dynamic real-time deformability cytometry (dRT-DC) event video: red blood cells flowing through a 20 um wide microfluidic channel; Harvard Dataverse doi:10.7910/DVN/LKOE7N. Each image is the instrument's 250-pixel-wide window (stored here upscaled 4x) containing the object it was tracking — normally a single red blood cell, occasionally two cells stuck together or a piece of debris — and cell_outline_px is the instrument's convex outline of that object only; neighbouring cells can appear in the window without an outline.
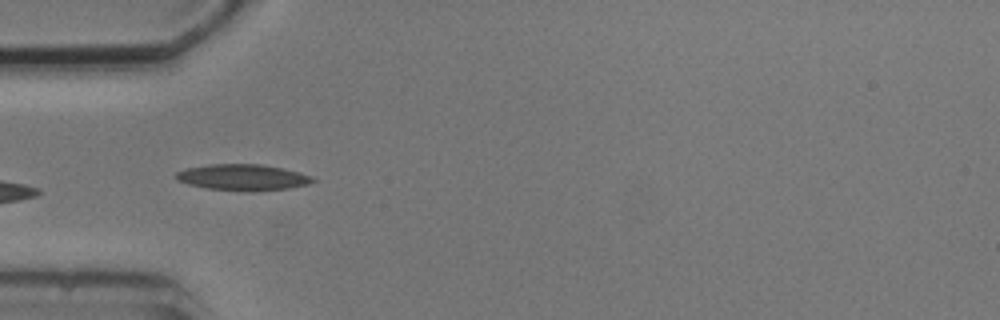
{"species": "common noctule bat (a hibernating species)", "species_latin": "Nyctalus noctula", "temperature_condition": "cold", "stored_images_in_passage": 10, "camera_frame_rate_fps": 3000, "um_per_image_px": 0.085, "animal": {"sex": "male", "body_mass_g": 20.5, "forearm_length_mm": 52.5}, "frame": {"image": 1, "passage_image": 4, "time_ms": 3.667, "image_size_px": [1000, 320], "cell_outline_px": [[316, 180], [308, 184], [288, 188], [252, 192], [244, 192], [204, 188], [188, 184], [176, 180], [172, 176], [176, 172], [188, 168], [212, 164], [260, 164], [300, 172], [312, 176]], "centroid_in_image_um": [20.6, 15.09], "position_along_channel_um": 64.4, "area_um2": 21.04}}
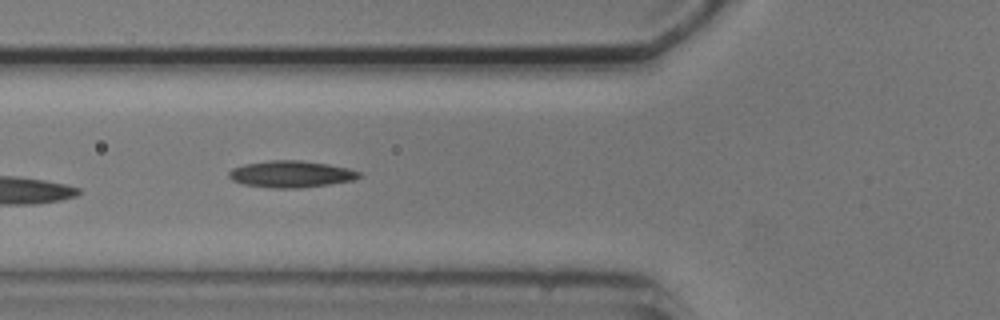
{"frame": {"image": 2, "passage_image": 5, "time_ms": 4.667, "image_size_px": [1000, 320], "cell_outline_px": [[364, 176], [352, 180], [332, 184], [300, 188], [272, 188], [240, 184], [232, 180], [228, 176], [228, 172], [232, 168], [244, 164], [268, 160], [300, 160], [328, 164], [348, 168], [360, 172]], "centroid_in_image_um": [24.73, 14.8], "position_along_channel_um": 101.1, "area_um2": 20.52}}
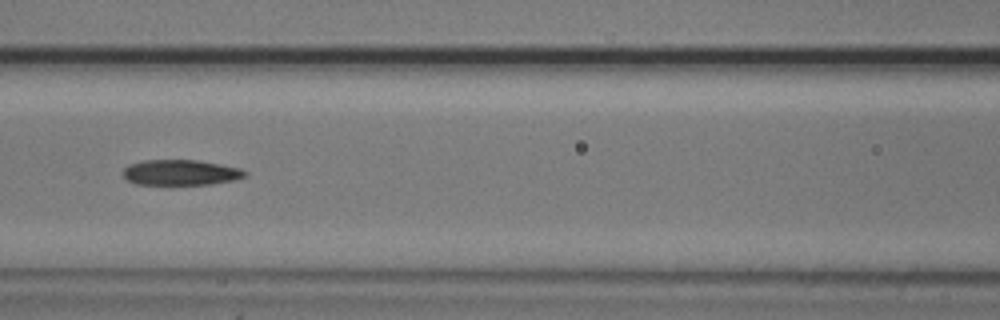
{"frame": {"image": 3, "passage_image": 6, "time_ms": 6.0, "image_size_px": [1000, 320], "cell_outline_px": [[248, 176], [236, 180], [212, 184], [136, 184], [128, 180], [124, 176], [124, 168], [128, 164], [144, 160], [196, 160], [220, 164], [240, 168], [248, 172]], "centroid_in_image_um": [15.41, 14.66], "position_along_channel_um": 151.2, "area_um2": 18.15}}